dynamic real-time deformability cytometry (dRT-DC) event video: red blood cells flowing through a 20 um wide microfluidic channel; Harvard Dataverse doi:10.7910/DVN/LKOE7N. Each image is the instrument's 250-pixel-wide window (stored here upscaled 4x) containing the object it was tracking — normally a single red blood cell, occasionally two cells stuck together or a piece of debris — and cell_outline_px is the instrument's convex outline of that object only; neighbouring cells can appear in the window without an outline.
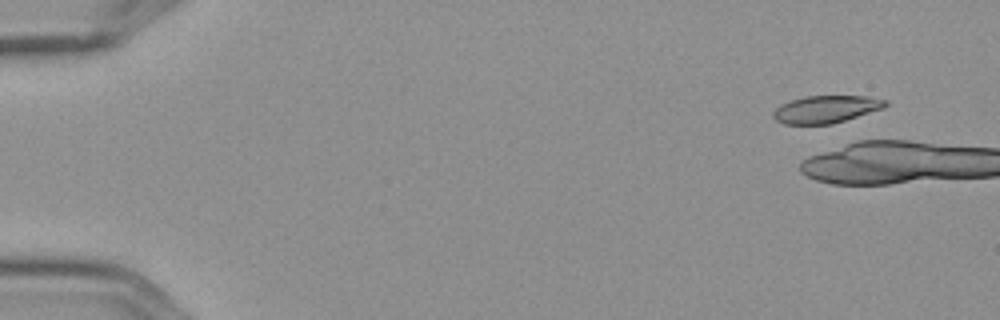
{"species": "Egyptian fruit bat (a non-hibernating species)", "species_latin": "Rousettus aegyptiacus", "temperature_condition": "cold", "stored_images_in_passage": 4, "camera_frame_rate_fps": 3000, "um_per_image_px": 0.085, "frame": {"image": 1, "passage_image": 2, "time_ms": 0.333, "image_size_px": [1000, 320], "cell_outline_px": [[888, 104], [884, 108], [832, 124], [784, 124], [776, 120], [772, 116], [772, 112], [780, 104], [804, 96], [868, 96], [888, 100]], "centroid_in_image_um": [70.21, 9.28], "position_along_channel_um": 14.8, "area_um2": 17.98}}